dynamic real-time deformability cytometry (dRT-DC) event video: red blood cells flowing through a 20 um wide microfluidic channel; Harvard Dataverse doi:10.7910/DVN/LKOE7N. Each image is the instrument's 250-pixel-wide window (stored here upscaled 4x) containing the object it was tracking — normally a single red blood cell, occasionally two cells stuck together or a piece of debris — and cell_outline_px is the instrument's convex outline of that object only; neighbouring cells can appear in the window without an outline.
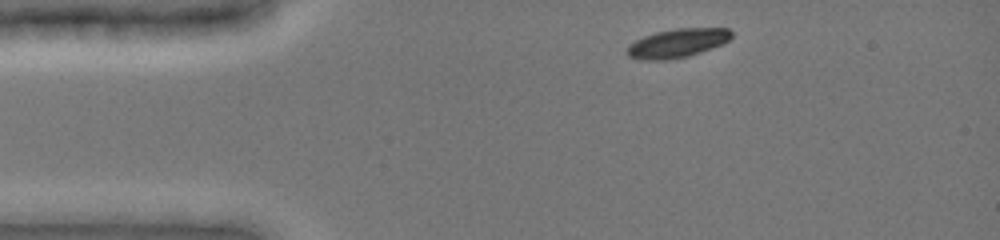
{"species": "common noctule bat (a hibernating species)", "species_latin": "Nyctalus noctula", "temperature_condition": "cold", "stored_images_in_passage": 34, "camera_frame_rate_fps": 3000, "um_per_image_px": 0.085, "animal": {"sex": "female", "body_mass_g": 19.0, "forearm_length_mm": 51.5}, "frame": {"image": 1, "passage_image": 1, "time_ms": 0.0, "image_size_px": [1000, 240], "cell_outline_px": [[732, 36], [724, 44], [688, 56], [668, 60], [640, 60], [628, 56], [624, 52], [628, 44], [644, 36], [656, 32], [676, 28], [728, 28], [732, 32]], "centroid_in_image_um": [57.54, 3.67], "position_along_channel_um": 27.5, "area_um2": 17.74}}
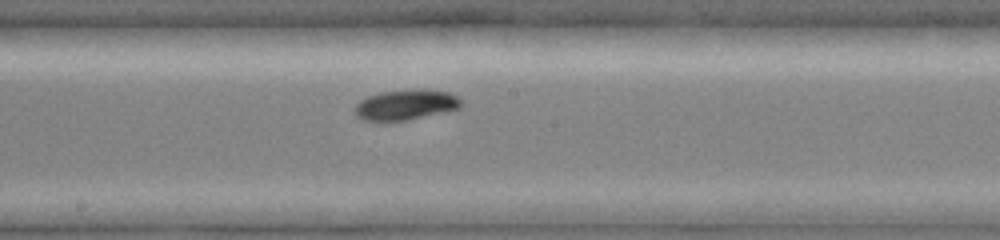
{"frame": {"image": 2, "passage_image": 17, "time_ms": 6.0, "image_size_px": [1000, 240], "cell_outline_px": [[464, 104], [460, 108], [404, 120], [384, 124], [364, 120], [356, 116], [356, 104], [360, 100], [368, 96], [380, 92], [448, 92], [456, 96]], "centroid_in_image_um": [34.39, 8.99], "position_along_channel_um": 213.8, "area_um2": 18.09}}
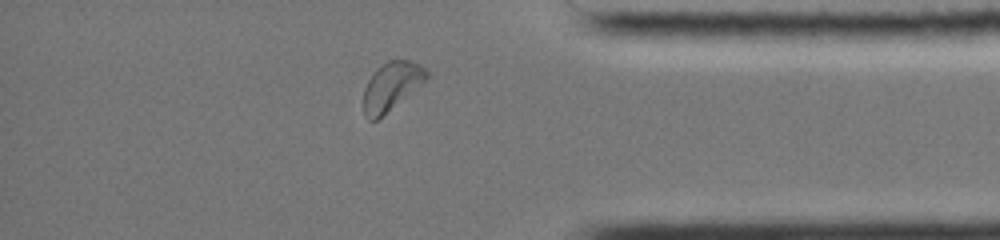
{"frame": {"image": 3, "passage_image": 30, "time_ms": 11.0, "image_size_px": [1000, 240], "cell_outline_px": [[428, 80], [376, 120], [368, 120], [364, 116], [364, 88], [368, 80], [376, 68], [388, 60], [412, 60], [420, 64], [428, 72]], "centroid_in_image_um": [33.29, 7.31], "position_along_channel_um": 401.9, "area_um2": 17.74}, "authors_computed_cell_mechanics": {"area_um2": 18.1781, "velocity_mm_per_s": 3.9221, "shape_relaxation_time_tau1_ms": 1.6619, "shape_relaxation_time_tau2_ms": 9.1475, "deformation_change_tau1": 0.1074, "deformation_change_tau2": 0.081}}